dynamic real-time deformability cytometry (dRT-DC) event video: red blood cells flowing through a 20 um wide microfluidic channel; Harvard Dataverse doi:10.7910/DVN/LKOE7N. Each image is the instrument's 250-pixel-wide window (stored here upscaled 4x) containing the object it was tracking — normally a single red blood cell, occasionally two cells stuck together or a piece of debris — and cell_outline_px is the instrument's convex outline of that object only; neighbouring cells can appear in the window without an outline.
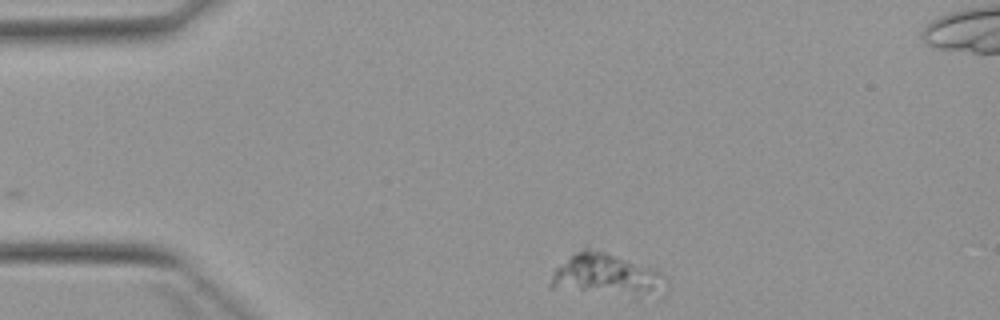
{"species": "Egyptian fruit bat (a non-hibernating species)", "species_latin": "Rousettus aegyptiacus", "temperature_condition": "warm", "stored_images_in_passage": 3, "camera_frame_rate_fps": 3000, "um_per_image_px": 0.085, "animal": {"sex": "female"}, "frame": {"image": 1, "passage_image": 1, "time_ms": 0.0, "image_size_px": [1000, 320], "cell_outline_px": [[668, 292], [660, 300], [632, 300], [548, 288], [548, 284], [552, 272], [572, 252], [584, 244], [588, 244], [656, 268], [668, 276]], "centroid_in_image_um": [51.72, 23.45], "position_along_channel_um": 33.3, "area_um2": 32.43}}